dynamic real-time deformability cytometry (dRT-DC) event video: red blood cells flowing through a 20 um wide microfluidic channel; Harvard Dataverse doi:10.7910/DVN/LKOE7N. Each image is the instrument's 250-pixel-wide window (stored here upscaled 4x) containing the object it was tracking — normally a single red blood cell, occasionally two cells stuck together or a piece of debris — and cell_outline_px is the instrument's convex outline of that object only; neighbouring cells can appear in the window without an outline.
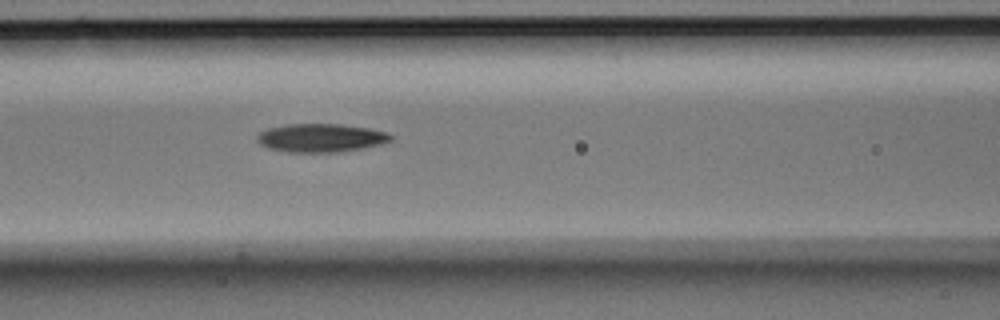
{"species": "Egyptian fruit bat (a non-hibernating species)", "species_latin": "Rousettus aegyptiacus", "temperature_condition": "room temperature", "stored_images_in_passage": 5, "camera_frame_rate_fps": 3000, "um_per_image_px": 0.085, "animal": {"sex": "male"}, "frame": {"image": 1, "passage_image": 5, "time_ms": 1.333, "image_size_px": [1000, 320], "cell_outline_px": [[392, 140], [380, 144], [360, 148], [336, 152], [288, 152], [268, 148], [260, 144], [256, 140], [256, 136], [260, 132], [268, 128], [288, 124], [340, 124], [368, 128], [388, 132], [392, 136]], "centroid_in_image_um": [27.24, 11.71], "position_along_channel_um": 139.4, "area_um2": 22.02}}